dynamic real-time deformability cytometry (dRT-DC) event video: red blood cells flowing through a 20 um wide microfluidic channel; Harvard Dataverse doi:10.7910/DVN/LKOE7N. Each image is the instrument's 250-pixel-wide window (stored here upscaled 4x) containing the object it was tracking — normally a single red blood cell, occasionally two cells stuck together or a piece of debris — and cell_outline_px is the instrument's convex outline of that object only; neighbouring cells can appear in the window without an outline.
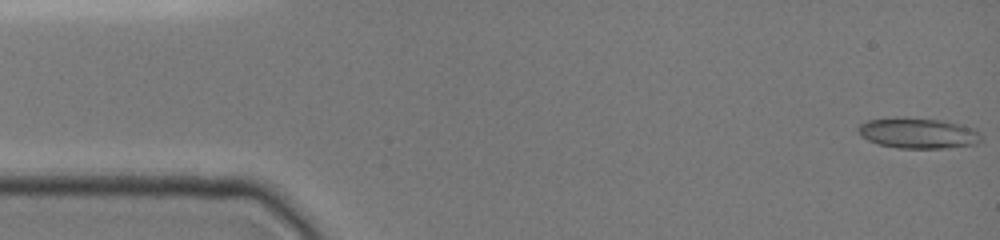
{"species": "common noctule bat (a hibernating species)", "species_latin": "Nyctalus noctula", "temperature_condition": "cold", "stored_images_in_passage": 35, "camera_frame_rate_fps": 3000, "um_per_image_px": 0.085, "animal": {"sex": "female", "body_mass_g": 19.0, "forearm_length_mm": 51.5}, "frame": {"image": 1, "passage_image": 1, "time_ms": 0.0, "image_size_px": [1000, 240], "cell_outline_px": [[980, 140], [976, 144], [948, 148], [896, 148], [880, 144], [868, 140], [860, 136], [856, 128], [860, 124], [868, 120], [892, 116], [904, 116], [940, 120], [960, 124], [976, 128], [980, 136]], "centroid_in_image_um": [77.99, 11.29], "position_along_channel_um": 7.0, "area_um2": 22.31}}
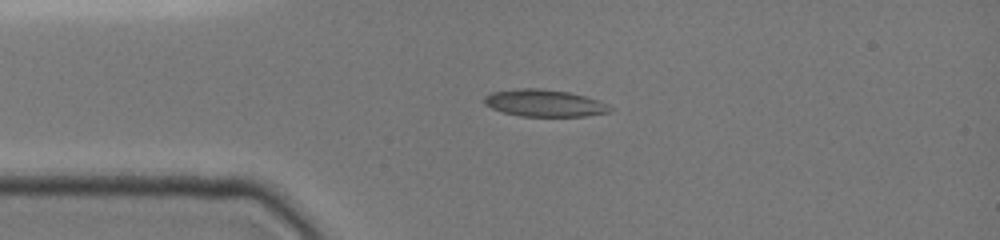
{"frame": {"image": 2, "passage_image": 20, "time_ms": 3.333, "image_size_px": [1000, 240], "cell_outline_px": [[616, 108], [612, 112], [584, 116], [520, 116], [504, 112], [492, 108], [484, 104], [484, 96], [492, 92], [516, 88], [540, 88], [568, 92], [584, 96], [608, 104]], "centroid_in_image_um": [46.3, 8.76], "position_along_channel_um": 38.7, "area_um2": 19.88}}
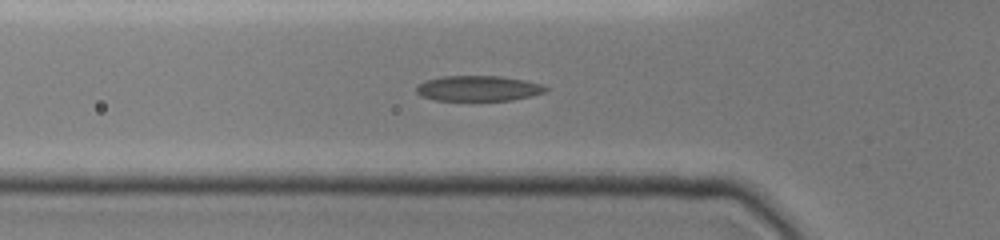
{"frame": {"image": 3, "passage_image": 30, "time_ms": 5.0, "image_size_px": [1000, 240], "cell_outline_px": [[548, 92], [532, 96], [512, 100], [432, 100], [420, 96], [416, 92], [416, 84], [424, 80], [440, 76], [500, 76], [524, 80], [544, 84], [548, 88]], "centroid_in_image_um": [40.64, 7.51], "position_along_channel_um": 85.2, "area_um2": 19.48}}